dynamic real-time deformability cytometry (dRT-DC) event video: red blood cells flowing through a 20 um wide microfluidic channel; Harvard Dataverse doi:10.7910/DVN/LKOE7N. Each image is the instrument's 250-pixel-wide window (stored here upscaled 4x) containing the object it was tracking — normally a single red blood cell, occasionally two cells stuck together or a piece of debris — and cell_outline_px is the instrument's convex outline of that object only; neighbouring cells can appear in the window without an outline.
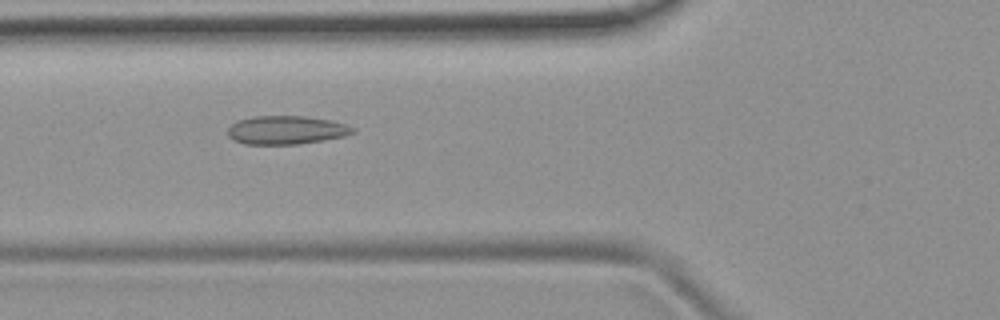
{"species": "common noctule bat (a hibernating species)", "species_latin": "Nyctalus noctula", "temperature_condition": "room temperature", "stored_images_in_passage": 52, "camera_frame_rate_fps": 3000, "um_per_image_px": 0.085, "animal": {"sex": "female", "body_mass_g": 19.9}, "frame": {"image": 1, "passage_image": 19, "time_ms": 6.0, "image_size_px": [1000, 320], "cell_outline_px": [[356, 132], [344, 136], [324, 140], [300, 144], [244, 144], [232, 140], [228, 136], [228, 128], [236, 120], [252, 116], [304, 116], [332, 120], [356, 128]], "centroid_in_image_um": [24.32, 11.05], "position_along_channel_um": 101.5, "area_um2": 20.98}}
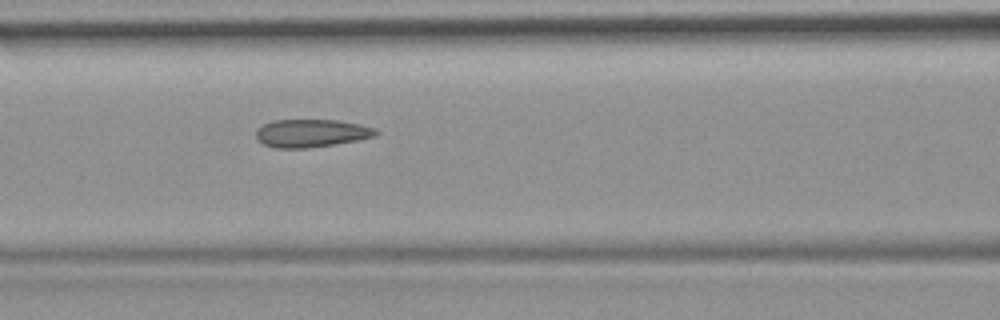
{"frame": {"image": 2, "passage_image": 22, "time_ms": 7.0, "image_size_px": [1000, 320], "cell_outline_px": [[380, 132], [376, 136], [336, 144], [308, 148], [276, 148], [264, 144], [256, 136], [256, 128], [272, 120], [336, 120], [360, 124], [376, 128]], "centroid_in_image_um": [26.48, 11.32], "position_along_channel_um": 140.1, "area_um2": 19.54}}
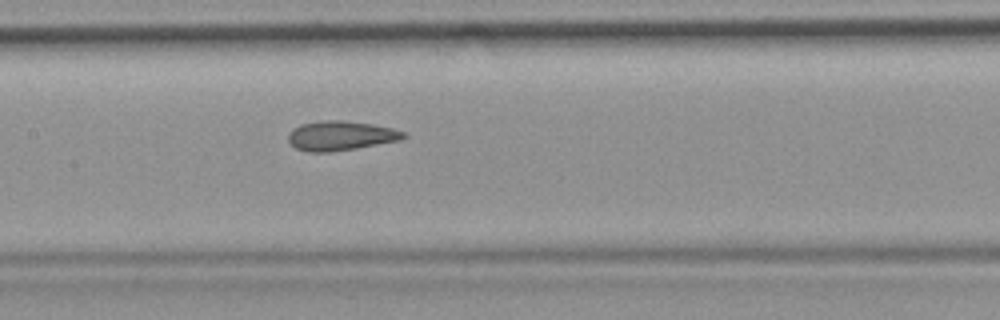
{"frame": {"image": 3, "passage_image": 25, "time_ms": 8.0, "image_size_px": [1000, 320], "cell_outline_px": [[408, 136], [400, 140], [356, 148], [332, 152], [308, 152], [296, 148], [288, 140], [288, 132], [292, 128], [300, 124], [324, 120], [340, 120], [372, 124], [392, 128], [404, 132]], "centroid_in_image_um": [28.93, 11.53], "position_along_channel_um": 178.5, "area_um2": 19.83}, "authors_computed_cell_mechanics": {"area_um2": 20.23, "velocity_mm_per_s": 3.8392, "shape_relaxation_time_tau1_ms": null, "shape_relaxation_time_tau2_ms": 1.9763, "deformation_change_tau1": null, "deformation_change_tau2": 0.0957}}